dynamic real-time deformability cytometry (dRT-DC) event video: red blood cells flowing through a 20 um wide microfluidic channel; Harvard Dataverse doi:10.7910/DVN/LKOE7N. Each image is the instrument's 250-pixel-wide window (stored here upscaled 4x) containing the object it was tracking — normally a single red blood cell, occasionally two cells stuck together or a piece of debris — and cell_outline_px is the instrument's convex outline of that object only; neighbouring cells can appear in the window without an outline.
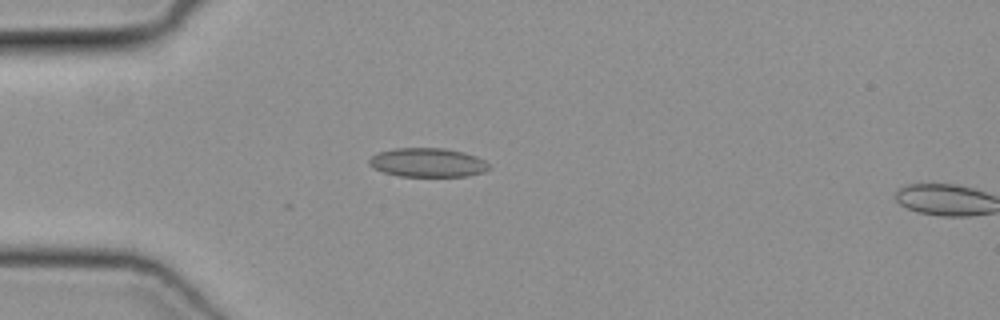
{"species": "common noctule bat (a hibernating species)", "species_latin": "Nyctalus noctula", "temperature_condition": "cold", "stored_images_in_passage": 10, "camera_frame_rate_fps": 3000, "um_per_image_px": 0.085, "animal": {"sex": "female", "body_mass_g": 19.3, "forearm_length_mm": 54.1}, "frame": {"image": 1, "passage_image": 9, "time_ms": 2.667, "image_size_px": [1000, 320], "cell_outline_px": [[492, 168], [484, 172], [468, 176], [400, 176], [384, 172], [372, 168], [368, 164], [368, 160], [372, 156], [380, 152], [396, 148], [444, 148], [464, 152], [476, 156], [484, 160]], "centroid_in_image_um": [36.37, 13.82], "position_along_channel_um": 48.6, "area_um2": 20.29}}